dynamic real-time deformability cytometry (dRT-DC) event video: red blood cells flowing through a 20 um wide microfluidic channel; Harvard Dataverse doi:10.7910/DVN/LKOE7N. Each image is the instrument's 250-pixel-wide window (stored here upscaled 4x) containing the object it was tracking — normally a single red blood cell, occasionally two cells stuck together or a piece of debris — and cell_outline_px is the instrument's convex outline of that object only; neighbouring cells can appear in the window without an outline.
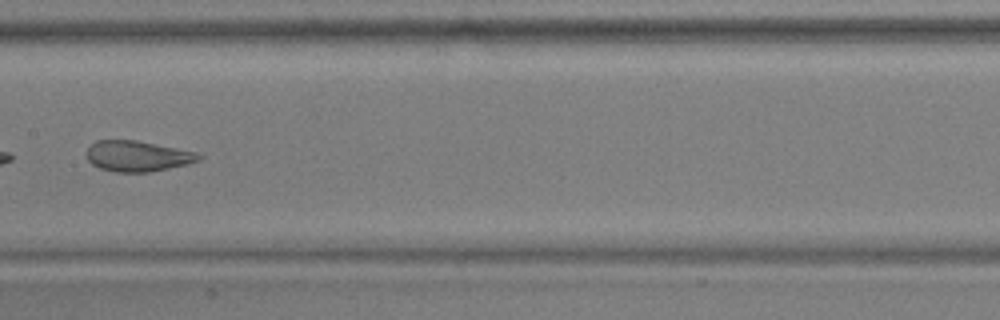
{"species": "common noctule bat (a hibernating species)", "species_latin": "Nyctalus noctula", "temperature_condition": "warm", "stored_images_in_passage": 7, "camera_frame_rate_fps": 3000, "um_per_image_px": 0.085, "animal": {"sex": "male", "body_mass_g": 17.9, "forearm_length_mm": 54.2}, "frame": {"image": 1, "passage_image": 7, "time_ms": 2.0, "image_size_px": [1000, 320], "cell_outline_px": [[204, 156], [200, 160], [188, 164], [148, 172], [116, 172], [100, 168], [92, 164], [88, 160], [88, 148], [96, 140], [136, 140], [196, 152]], "centroid_in_image_um": [11.71, 13.27], "position_along_channel_um": 195.7, "area_um2": 19.88}}